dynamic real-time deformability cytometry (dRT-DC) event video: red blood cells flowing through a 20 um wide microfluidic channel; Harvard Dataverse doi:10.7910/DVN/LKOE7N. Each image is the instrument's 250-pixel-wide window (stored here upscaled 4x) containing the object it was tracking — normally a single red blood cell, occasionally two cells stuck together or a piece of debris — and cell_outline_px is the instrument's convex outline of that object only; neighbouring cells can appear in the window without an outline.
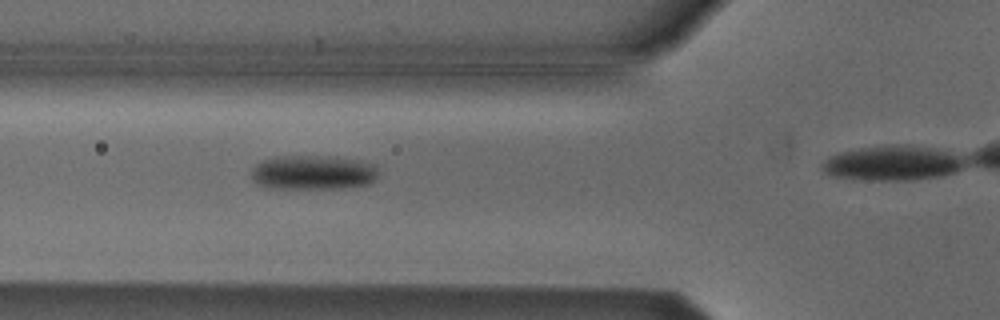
{"species": "Egyptian fruit bat (a non-hibernating species)", "species_latin": "Rousettus aegyptiacus", "temperature_condition": "cold", "stored_images_in_passage": 15, "camera_frame_rate_fps": 3000, "um_per_image_px": 0.085, "animal": {"sex": "male"}, "frame": {"image": 1, "passage_image": 11, "time_ms": 3.333, "image_size_px": [1000, 320], "cell_outline_px": [[380, 172], [376, 180], [368, 184], [344, 188], [268, 188], [256, 184], [252, 180], [252, 168], [256, 164], [264, 160], [276, 156], [336, 156], [360, 160], [376, 164]], "centroid_in_image_um": [26.66, 14.65], "position_along_channel_um": 99.1, "area_um2": 26.01}}